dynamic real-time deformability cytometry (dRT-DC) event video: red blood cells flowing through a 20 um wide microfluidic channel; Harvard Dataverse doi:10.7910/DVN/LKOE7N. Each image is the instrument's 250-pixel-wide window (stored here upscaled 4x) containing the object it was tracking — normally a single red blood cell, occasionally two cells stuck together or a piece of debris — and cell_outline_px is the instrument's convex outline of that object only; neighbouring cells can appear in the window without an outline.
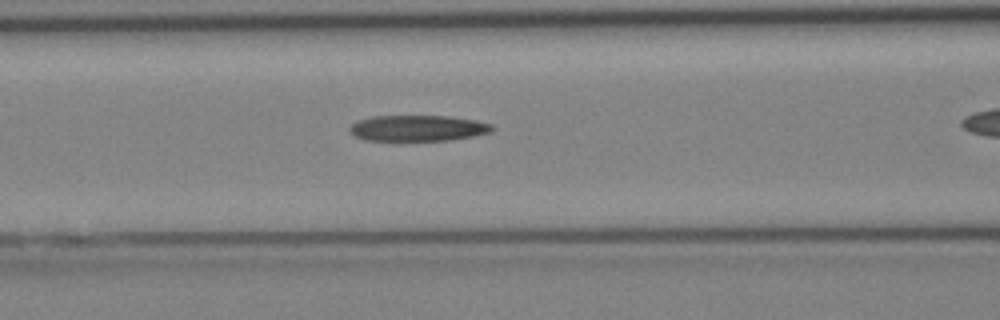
{"species": "Egyptian fruit bat (a non-hibernating species)", "species_latin": "Rousettus aegyptiacus", "temperature_condition": "cold", "stored_images_in_passage": 20, "camera_frame_rate_fps": 3000, "um_per_image_px": 0.085, "animal": {"sex": "female"}, "frame": {"image": 1, "passage_image": 6, "time_ms": 1.667, "image_size_px": [1000, 320], "cell_outline_px": [[496, 128], [492, 132], [452, 140], [364, 140], [356, 136], [348, 128], [352, 124], [360, 120], [372, 116], [448, 116], [476, 120], [492, 124]], "centroid_in_image_um": [35.57, 10.89], "position_along_channel_um": 131.0, "area_um2": 21.44}}
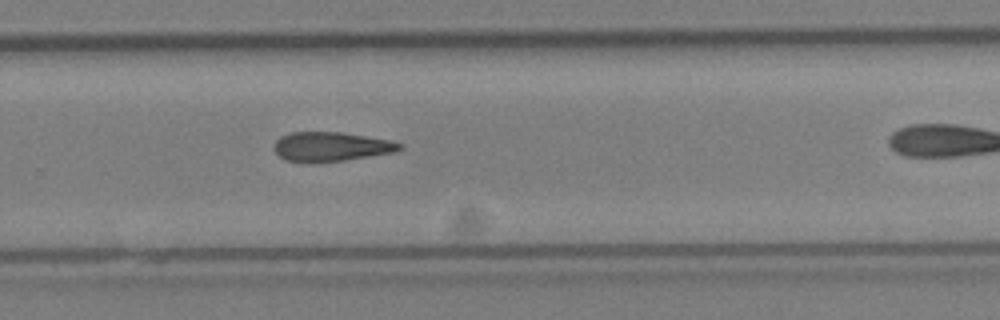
{"frame": {"image": 2, "passage_image": 15, "time_ms": 4.667, "image_size_px": [1000, 320], "cell_outline_px": [[404, 148], [396, 152], [344, 160], [284, 160], [272, 148], [276, 140], [280, 136], [292, 132], [344, 132], [388, 140], [404, 144]], "centroid_in_image_um": [28.18, 12.43], "position_along_channel_um": 301.6, "area_um2": 20.98}}
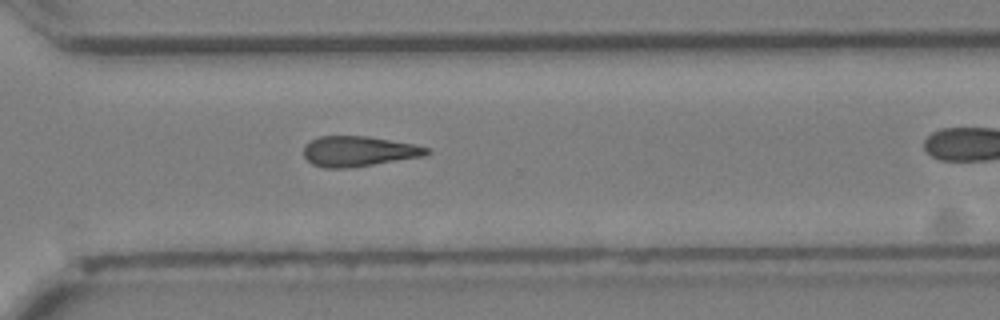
{"frame": {"image": 3, "passage_image": 17, "time_ms": 5.333, "image_size_px": [1000, 320], "cell_outline_px": [[432, 152], [424, 156], [352, 168], [324, 168], [312, 164], [304, 156], [304, 144], [320, 136], [368, 136], [416, 144], [432, 148]], "centroid_in_image_um": [30.53, 12.86], "position_along_channel_um": 340.1, "area_um2": 22.02}}